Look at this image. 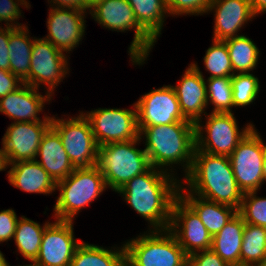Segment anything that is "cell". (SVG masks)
<instances>
[{"instance_id":"obj_13","label":"cell","mask_w":266,"mask_h":266,"mask_svg":"<svg viewBox=\"0 0 266 266\" xmlns=\"http://www.w3.org/2000/svg\"><path fill=\"white\" fill-rule=\"evenodd\" d=\"M138 127L166 125L187 120L180 109L175 89L172 85L152 89L135 103Z\"/></svg>"},{"instance_id":"obj_19","label":"cell","mask_w":266,"mask_h":266,"mask_svg":"<svg viewBox=\"0 0 266 266\" xmlns=\"http://www.w3.org/2000/svg\"><path fill=\"white\" fill-rule=\"evenodd\" d=\"M183 116L193 122L202 120L208 106L206 82L197 63H191L182 78L173 86Z\"/></svg>"},{"instance_id":"obj_37","label":"cell","mask_w":266,"mask_h":266,"mask_svg":"<svg viewBox=\"0 0 266 266\" xmlns=\"http://www.w3.org/2000/svg\"><path fill=\"white\" fill-rule=\"evenodd\" d=\"M188 266H231L212 249L202 250L188 256Z\"/></svg>"},{"instance_id":"obj_16","label":"cell","mask_w":266,"mask_h":266,"mask_svg":"<svg viewBox=\"0 0 266 266\" xmlns=\"http://www.w3.org/2000/svg\"><path fill=\"white\" fill-rule=\"evenodd\" d=\"M47 18L48 35L44 39L51 42L63 53L72 51L76 48L85 33L84 17L86 11L74 8H56L49 10ZM85 13V14H84Z\"/></svg>"},{"instance_id":"obj_12","label":"cell","mask_w":266,"mask_h":266,"mask_svg":"<svg viewBox=\"0 0 266 266\" xmlns=\"http://www.w3.org/2000/svg\"><path fill=\"white\" fill-rule=\"evenodd\" d=\"M67 54L57 49L44 38H35L31 51L29 85L38 89L40 84L47 86L52 97L54 88L63 81L69 72Z\"/></svg>"},{"instance_id":"obj_9","label":"cell","mask_w":266,"mask_h":266,"mask_svg":"<svg viewBox=\"0 0 266 266\" xmlns=\"http://www.w3.org/2000/svg\"><path fill=\"white\" fill-rule=\"evenodd\" d=\"M52 117V128L59 134L68 158L75 169L97 165L98 144L88 119L80 112L77 117Z\"/></svg>"},{"instance_id":"obj_27","label":"cell","mask_w":266,"mask_h":266,"mask_svg":"<svg viewBox=\"0 0 266 266\" xmlns=\"http://www.w3.org/2000/svg\"><path fill=\"white\" fill-rule=\"evenodd\" d=\"M83 242L76 248L70 266H121L125 262V247L108 250Z\"/></svg>"},{"instance_id":"obj_28","label":"cell","mask_w":266,"mask_h":266,"mask_svg":"<svg viewBox=\"0 0 266 266\" xmlns=\"http://www.w3.org/2000/svg\"><path fill=\"white\" fill-rule=\"evenodd\" d=\"M50 222L46 221L43 226L31 219L21 216L18 219L14 240L19 253L32 263L39 255L42 236L46 226Z\"/></svg>"},{"instance_id":"obj_40","label":"cell","mask_w":266,"mask_h":266,"mask_svg":"<svg viewBox=\"0 0 266 266\" xmlns=\"http://www.w3.org/2000/svg\"><path fill=\"white\" fill-rule=\"evenodd\" d=\"M23 82L10 71L0 69V99L14 92Z\"/></svg>"},{"instance_id":"obj_46","label":"cell","mask_w":266,"mask_h":266,"mask_svg":"<svg viewBox=\"0 0 266 266\" xmlns=\"http://www.w3.org/2000/svg\"><path fill=\"white\" fill-rule=\"evenodd\" d=\"M264 177L266 181V153H265V159H264Z\"/></svg>"},{"instance_id":"obj_36","label":"cell","mask_w":266,"mask_h":266,"mask_svg":"<svg viewBox=\"0 0 266 266\" xmlns=\"http://www.w3.org/2000/svg\"><path fill=\"white\" fill-rule=\"evenodd\" d=\"M19 5H23L26 8L31 7L29 2L26 0H0V23L4 21L6 22V27L14 28L25 26L24 24H19L17 21H15L22 16Z\"/></svg>"},{"instance_id":"obj_7","label":"cell","mask_w":266,"mask_h":266,"mask_svg":"<svg viewBox=\"0 0 266 266\" xmlns=\"http://www.w3.org/2000/svg\"><path fill=\"white\" fill-rule=\"evenodd\" d=\"M89 14L109 30L126 32L133 29L135 34L128 55L133 65L145 63L156 41L139 25L127 0H102L90 9Z\"/></svg>"},{"instance_id":"obj_23","label":"cell","mask_w":266,"mask_h":266,"mask_svg":"<svg viewBox=\"0 0 266 266\" xmlns=\"http://www.w3.org/2000/svg\"><path fill=\"white\" fill-rule=\"evenodd\" d=\"M182 184L183 182L179 188V196L197 213L212 237L238 213V210L231 206L191 194Z\"/></svg>"},{"instance_id":"obj_31","label":"cell","mask_w":266,"mask_h":266,"mask_svg":"<svg viewBox=\"0 0 266 266\" xmlns=\"http://www.w3.org/2000/svg\"><path fill=\"white\" fill-rule=\"evenodd\" d=\"M206 82L207 101L214 105L213 113H232L233 92L231 77L208 78Z\"/></svg>"},{"instance_id":"obj_25","label":"cell","mask_w":266,"mask_h":266,"mask_svg":"<svg viewBox=\"0 0 266 266\" xmlns=\"http://www.w3.org/2000/svg\"><path fill=\"white\" fill-rule=\"evenodd\" d=\"M27 26L17 27L10 33V72L29 85V69L34 39L30 38Z\"/></svg>"},{"instance_id":"obj_8","label":"cell","mask_w":266,"mask_h":266,"mask_svg":"<svg viewBox=\"0 0 266 266\" xmlns=\"http://www.w3.org/2000/svg\"><path fill=\"white\" fill-rule=\"evenodd\" d=\"M233 114L213 112L206 114V125L198 120L195 123L194 151L229 157L238 143L254 127V124L248 123L240 131Z\"/></svg>"},{"instance_id":"obj_44","label":"cell","mask_w":266,"mask_h":266,"mask_svg":"<svg viewBox=\"0 0 266 266\" xmlns=\"http://www.w3.org/2000/svg\"><path fill=\"white\" fill-rule=\"evenodd\" d=\"M100 1H102V0H84V2H85V11H87V9L90 11V9L93 8Z\"/></svg>"},{"instance_id":"obj_21","label":"cell","mask_w":266,"mask_h":266,"mask_svg":"<svg viewBox=\"0 0 266 266\" xmlns=\"http://www.w3.org/2000/svg\"><path fill=\"white\" fill-rule=\"evenodd\" d=\"M10 167L7 178L14 187L28 193L49 195L55 192V181L36 160L17 161Z\"/></svg>"},{"instance_id":"obj_47","label":"cell","mask_w":266,"mask_h":266,"mask_svg":"<svg viewBox=\"0 0 266 266\" xmlns=\"http://www.w3.org/2000/svg\"><path fill=\"white\" fill-rule=\"evenodd\" d=\"M258 266H266V257L262 260V262Z\"/></svg>"},{"instance_id":"obj_2","label":"cell","mask_w":266,"mask_h":266,"mask_svg":"<svg viewBox=\"0 0 266 266\" xmlns=\"http://www.w3.org/2000/svg\"><path fill=\"white\" fill-rule=\"evenodd\" d=\"M188 191L210 201L239 210V189L229 157L194 151L191 170L184 177Z\"/></svg>"},{"instance_id":"obj_43","label":"cell","mask_w":266,"mask_h":266,"mask_svg":"<svg viewBox=\"0 0 266 266\" xmlns=\"http://www.w3.org/2000/svg\"><path fill=\"white\" fill-rule=\"evenodd\" d=\"M8 166H10V163L2 145V149H0V171L7 170Z\"/></svg>"},{"instance_id":"obj_32","label":"cell","mask_w":266,"mask_h":266,"mask_svg":"<svg viewBox=\"0 0 266 266\" xmlns=\"http://www.w3.org/2000/svg\"><path fill=\"white\" fill-rule=\"evenodd\" d=\"M212 43L203 58L205 68L210 73L208 78L232 77L233 67L226 43L217 40H213Z\"/></svg>"},{"instance_id":"obj_14","label":"cell","mask_w":266,"mask_h":266,"mask_svg":"<svg viewBox=\"0 0 266 266\" xmlns=\"http://www.w3.org/2000/svg\"><path fill=\"white\" fill-rule=\"evenodd\" d=\"M73 221L56 220L43 233L40 252L33 266H70L82 241L74 238Z\"/></svg>"},{"instance_id":"obj_24","label":"cell","mask_w":266,"mask_h":266,"mask_svg":"<svg viewBox=\"0 0 266 266\" xmlns=\"http://www.w3.org/2000/svg\"><path fill=\"white\" fill-rule=\"evenodd\" d=\"M245 222L237 213L214 237L211 249L231 266H240V251Z\"/></svg>"},{"instance_id":"obj_39","label":"cell","mask_w":266,"mask_h":266,"mask_svg":"<svg viewBox=\"0 0 266 266\" xmlns=\"http://www.w3.org/2000/svg\"><path fill=\"white\" fill-rule=\"evenodd\" d=\"M14 27L2 28L0 26V69L10 71L9 38Z\"/></svg>"},{"instance_id":"obj_41","label":"cell","mask_w":266,"mask_h":266,"mask_svg":"<svg viewBox=\"0 0 266 266\" xmlns=\"http://www.w3.org/2000/svg\"><path fill=\"white\" fill-rule=\"evenodd\" d=\"M50 0H48L49 2ZM53 3V5L51 4ZM50 6L56 8H74L80 11H85V2L84 0H51Z\"/></svg>"},{"instance_id":"obj_38","label":"cell","mask_w":266,"mask_h":266,"mask_svg":"<svg viewBox=\"0 0 266 266\" xmlns=\"http://www.w3.org/2000/svg\"><path fill=\"white\" fill-rule=\"evenodd\" d=\"M18 218L13 209L0 211V243L14 238Z\"/></svg>"},{"instance_id":"obj_42","label":"cell","mask_w":266,"mask_h":266,"mask_svg":"<svg viewBox=\"0 0 266 266\" xmlns=\"http://www.w3.org/2000/svg\"><path fill=\"white\" fill-rule=\"evenodd\" d=\"M249 2L256 16L266 12V0H249Z\"/></svg>"},{"instance_id":"obj_35","label":"cell","mask_w":266,"mask_h":266,"mask_svg":"<svg viewBox=\"0 0 266 266\" xmlns=\"http://www.w3.org/2000/svg\"><path fill=\"white\" fill-rule=\"evenodd\" d=\"M212 0H167L170 15H202L207 13Z\"/></svg>"},{"instance_id":"obj_3","label":"cell","mask_w":266,"mask_h":266,"mask_svg":"<svg viewBox=\"0 0 266 266\" xmlns=\"http://www.w3.org/2000/svg\"><path fill=\"white\" fill-rule=\"evenodd\" d=\"M138 129L139 137L145 138L144 150L151 166L166 172H174V165L179 164L183 166L184 176L189 173L195 150V124L193 122H177L138 127ZM167 166L171 168V171Z\"/></svg>"},{"instance_id":"obj_48","label":"cell","mask_w":266,"mask_h":266,"mask_svg":"<svg viewBox=\"0 0 266 266\" xmlns=\"http://www.w3.org/2000/svg\"><path fill=\"white\" fill-rule=\"evenodd\" d=\"M121 266H130L126 261Z\"/></svg>"},{"instance_id":"obj_29","label":"cell","mask_w":266,"mask_h":266,"mask_svg":"<svg viewBox=\"0 0 266 266\" xmlns=\"http://www.w3.org/2000/svg\"><path fill=\"white\" fill-rule=\"evenodd\" d=\"M233 67V73H250L257 67L260 51L252 39L245 35L224 40Z\"/></svg>"},{"instance_id":"obj_10","label":"cell","mask_w":266,"mask_h":266,"mask_svg":"<svg viewBox=\"0 0 266 266\" xmlns=\"http://www.w3.org/2000/svg\"><path fill=\"white\" fill-rule=\"evenodd\" d=\"M265 153L266 145L254 126L229 156L237 185L243 194L262 187Z\"/></svg>"},{"instance_id":"obj_20","label":"cell","mask_w":266,"mask_h":266,"mask_svg":"<svg viewBox=\"0 0 266 266\" xmlns=\"http://www.w3.org/2000/svg\"><path fill=\"white\" fill-rule=\"evenodd\" d=\"M214 13L213 40L224 41L240 36L237 33L256 15L249 0H212L207 13Z\"/></svg>"},{"instance_id":"obj_4","label":"cell","mask_w":266,"mask_h":266,"mask_svg":"<svg viewBox=\"0 0 266 266\" xmlns=\"http://www.w3.org/2000/svg\"><path fill=\"white\" fill-rule=\"evenodd\" d=\"M141 138L126 142H111L98 147L97 167L102 172L107 189L117 192L135 176L150 167L145 150L136 148Z\"/></svg>"},{"instance_id":"obj_1","label":"cell","mask_w":266,"mask_h":266,"mask_svg":"<svg viewBox=\"0 0 266 266\" xmlns=\"http://www.w3.org/2000/svg\"><path fill=\"white\" fill-rule=\"evenodd\" d=\"M174 173L151 166L143 174L129 180L117 193L137 214L149 222L150 230H167L170 227L172 205L179 196L182 183Z\"/></svg>"},{"instance_id":"obj_18","label":"cell","mask_w":266,"mask_h":266,"mask_svg":"<svg viewBox=\"0 0 266 266\" xmlns=\"http://www.w3.org/2000/svg\"><path fill=\"white\" fill-rule=\"evenodd\" d=\"M45 94L43 96L38 89L23 83L14 92L0 99V113L14 120V123L52 122L50 116L45 115L43 119L38 116V113L43 112L45 102H50L52 98L47 92Z\"/></svg>"},{"instance_id":"obj_45","label":"cell","mask_w":266,"mask_h":266,"mask_svg":"<svg viewBox=\"0 0 266 266\" xmlns=\"http://www.w3.org/2000/svg\"><path fill=\"white\" fill-rule=\"evenodd\" d=\"M0 266H10L9 263L4 258V255L1 251H0Z\"/></svg>"},{"instance_id":"obj_30","label":"cell","mask_w":266,"mask_h":266,"mask_svg":"<svg viewBox=\"0 0 266 266\" xmlns=\"http://www.w3.org/2000/svg\"><path fill=\"white\" fill-rule=\"evenodd\" d=\"M266 257V228L245 223L240 266H258Z\"/></svg>"},{"instance_id":"obj_33","label":"cell","mask_w":266,"mask_h":266,"mask_svg":"<svg viewBox=\"0 0 266 266\" xmlns=\"http://www.w3.org/2000/svg\"><path fill=\"white\" fill-rule=\"evenodd\" d=\"M233 107L252 104L260 91L259 79L250 73H236L231 77Z\"/></svg>"},{"instance_id":"obj_15","label":"cell","mask_w":266,"mask_h":266,"mask_svg":"<svg viewBox=\"0 0 266 266\" xmlns=\"http://www.w3.org/2000/svg\"><path fill=\"white\" fill-rule=\"evenodd\" d=\"M169 230L189 256L192 253L211 249L212 236L197 213L178 196L172 205Z\"/></svg>"},{"instance_id":"obj_22","label":"cell","mask_w":266,"mask_h":266,"mask_svg":"<svg viewBox=\"0 0 266 266\" xmlns=\"http://www.w3.org/2000/svg\"><path fill=\"white\" fill-rule=\"evenodd\" d=\"M39 156L40 160L37 159ZM35 160L48 172L55 183L67 178L75 169L59 134L52 127L44 134Z\"/></svg>"},{"instance_id":"obj_26","label":"cell","mask_w":266,"mask_h":266,"mask_svg":"<svg viewBox=\"0 0 266 266\" xmlns=\"http://www.w3.org/2000/svg\"><path fill=\"white\" fill-rule=\"evenodd\" d=\"M139 25L155 40L161 35L164 18L169 14L167 0H127Z\"/></svg>"},{"instance_id":"obj_34","label":"cell","mask_w":266,"mask_h":266,"mask_svg":"<svg viewBox=\"0 0 266 266\" xmlns=\"http://www.w3.org/2000/svg\"><path fill=\"white\" fill-rule=\"evenodd\" d=\"M257 191L243 194L238 213L245 223L266 228V197H258Z\"/></svg>"},{"instance_id":"obj_6","label":"cell","mask_w":266,"mask_h":266,"mask_svg":"<svg viewBox=\"0 0 266 266\" xmlns=\"http://www.w3.org/2000/svg\"><path fill=\"white\" fill-rule=\"evenodd\" d=\"M106 188L97 166L74 169L67 178L56 183V190L60 193L54 206V219L73 221L78 212L97 199Z\"/></svg>"},{"instance_id":"obj_5","label":"cell","mask_w":266,"mask_h":266,"mask_svg":"<svg viewBox=\"0 0 266 266\" xmlns=\"http://www.w3.org/2000/svg\"><path fill=\"white\" fill-rule=\"evenodd\" d=\"M130 266H188V255L169 230H149L124 244Z\"/></svg>"},{"instance_id":"obj_11","label":"cell","mask_w":266,"mask_h":266,"mask_svg":"<svg viewBox=\"0 0 266 266\" xmlns=\"http://www.w3.org/2000/svg\"><path fill=\"white\" fill-rule=\"evenodd\" d=\"M134 109L98 108L84 113L98 146L139 138L137 111Z\"/></svg>"},{"instance_id":"obj_17","label":"cell","mask_w":266,"mask_h":266,"mask_svg":"<svg viewBox=\"0 0 266 266\" xmlns=\"http://www.w3.org/2000/svg\"><path fill=\"white\" fill-rule=\"evenodd\" d=\"M52 122H13L7 128L2 145L9 163L35 160L40 142Z\"/></svg>"}]
</instances>
